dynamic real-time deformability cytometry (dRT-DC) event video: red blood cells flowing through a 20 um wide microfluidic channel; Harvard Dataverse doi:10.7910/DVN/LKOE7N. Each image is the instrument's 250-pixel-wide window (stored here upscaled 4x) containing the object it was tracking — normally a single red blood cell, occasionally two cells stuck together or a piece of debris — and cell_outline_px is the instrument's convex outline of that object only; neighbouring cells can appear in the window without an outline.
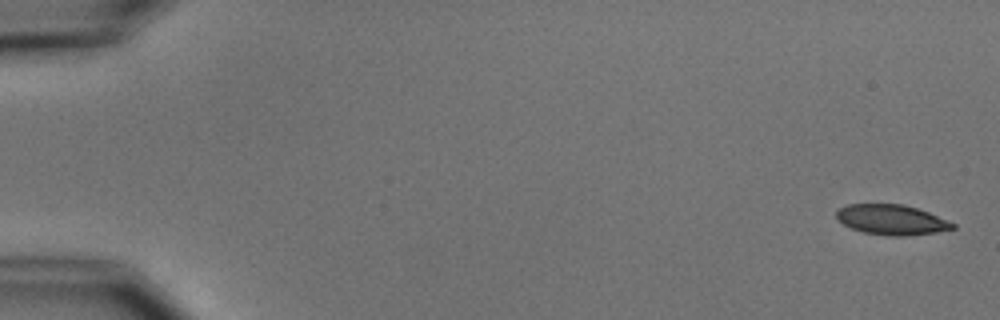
{"species": "common noctule bat (a hibernating species)", "species_latin": "Nyctalus noctula", "temperature_condition": "cold", "stored_images_in_passage": 5, "camera_frame_rate_fps": 3000, "um_per_image_px": 0.085, "animal": {"sex": "male", "body_mass_g": 15.6}, "frame": {"image": 1, "passage_image": 1, "time_ms": 0.0, "image_size_px": [1000, 320], "cell_outline_px": [[956, 228], [936, 232], [904, 236], [888, 236], [864, 232], [852, 228], [844, 224], [836, 216], [836, 212], [840, 208], [848, 204], [904, 204], [928, 212], [956, 224]], "centroid_in_image_um": [75.8, 18.68], "position_along_channel_um": 9.2, "area_um2": 20.23}}